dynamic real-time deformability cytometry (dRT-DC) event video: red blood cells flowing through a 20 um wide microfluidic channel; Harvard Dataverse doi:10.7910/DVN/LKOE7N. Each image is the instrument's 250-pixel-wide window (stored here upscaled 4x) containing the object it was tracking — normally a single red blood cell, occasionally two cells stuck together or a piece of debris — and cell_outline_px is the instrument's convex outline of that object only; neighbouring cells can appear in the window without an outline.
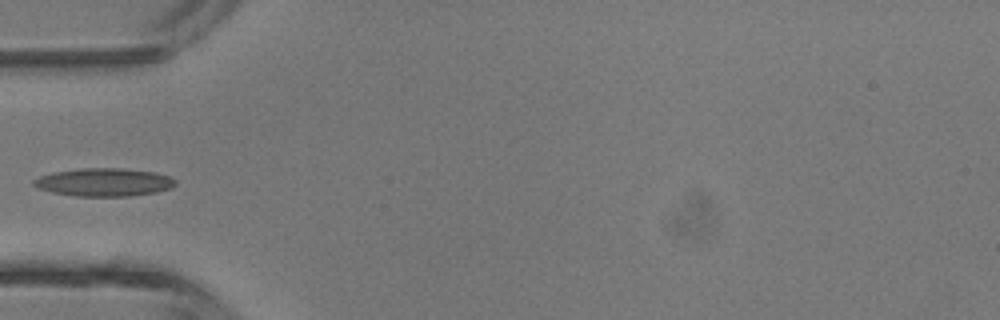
{"species": "common noctule bat (a hibernating species)", "species_latin": "Nyctalus noctula", "temperature_condition": "room temperature", "stored_images_in_passage": 4, "camera_frame_rate_fps": 3000, "um_per_image_px": 0.085, "animal": {"sex": "male", "body_mass_g": 13.3}, "frame": {"image": 1, "passage_image": 4, "time_ms": 4.333, "image_size_px": [1000, 320], "cell_outline_px": [[176, 184], [172, 188], [156, 192], [128, 196], [76, 196], [52, 192], [40, 188], [32, 184], [32, 180], [40, 176], [52, 172], [80, 168], [120, 168], [156, 172], [168, 176], [176, 180]], "centroid_in_image_um": [8.85, 15.48], "position_along_channel_um": 76.2, "area_um2": 23.18}}